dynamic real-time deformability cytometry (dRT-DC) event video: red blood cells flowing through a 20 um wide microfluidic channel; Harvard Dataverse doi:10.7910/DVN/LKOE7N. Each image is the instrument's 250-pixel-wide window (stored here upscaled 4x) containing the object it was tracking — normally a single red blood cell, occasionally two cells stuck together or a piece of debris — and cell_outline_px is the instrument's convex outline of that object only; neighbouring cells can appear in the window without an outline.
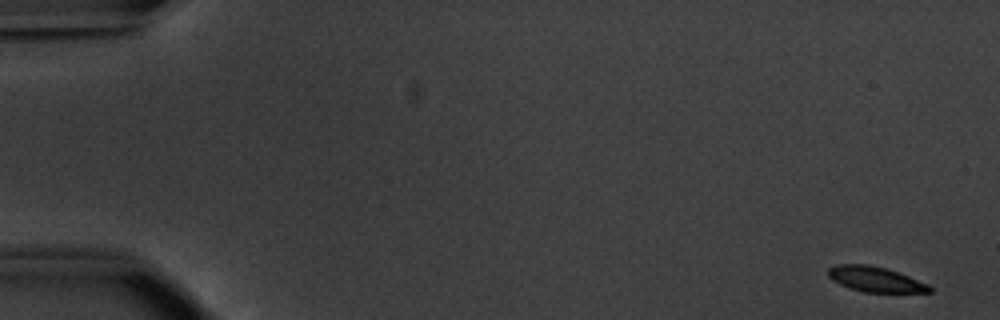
{"species": "common noctule bat (a hibernating species)", "species_latin": "Nyctalus noctula", "temperature_condition": "warm", "stored_images_in_passage": 53, "camera_frame_rate_fps": 3000, "um_per_image_px": 0.085, "animal": {"sex": "male", "body_mass_g": 20.1, "forearm_length_mm": 53.5}, "frame": {"image": 1, "passage_image": 1, "time_ms": 0.0, "image_size_px": [1000, 320], "cell_outline_px": [[932, 292], [864, 292], [848, 288], [832, 280], [828, 276], [828, 268], [836, 264], [868, 264], [884, 268], [908, 276], [928, 284], [932, 288]], "centroid_in_image_um": [74.36, 23.74], "position_along_channel_um": 10.6, "area_um2": 14.8}}
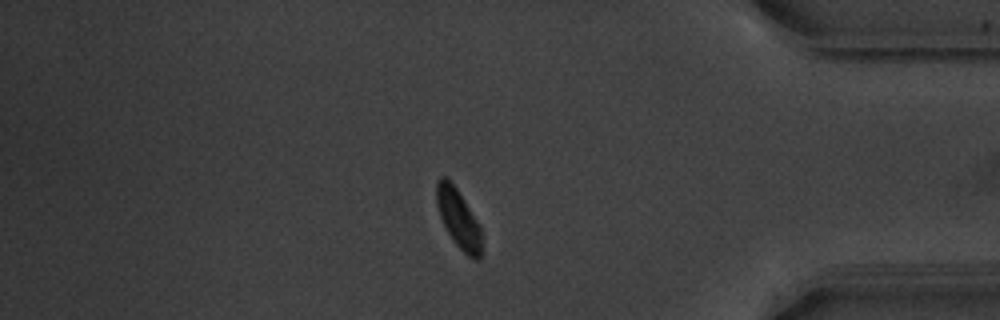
{"frame": {"image": 2, "passage_image": 45, "time_ms": 14.667, "image_size_px": [1000, 320], "cell_outline_px": [[480, 260], [476, 260], [468, 256], [452, 240], [440, 216], [436, 204], [436, 180], [440, 176], [444, 176], [456, 188], [476, 220], [480, 228]], "centroid_in_image_um": [38.92, 18.57], "position_along_channel_um": 396.3, "area_um2": 14.97}}
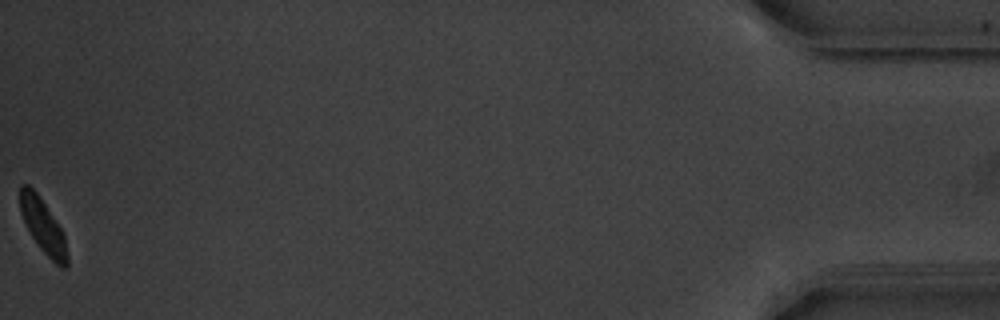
{"frame": {"image": 3, "passage_image": 53, "time_ms": 17.333, "image_size_px": [1000, 320], "cell_outline_px": [[68, 264], [64, 268], [60, 268], [40, 248], [24, 224], [20, 212], [20, 184], [28, 184], [36, 192], [60, 228], [64, 236], [68, 256]], "centroid_in_image_um": [3.64, 19.23], "position_along_channel_um": 431.6, "area_um2": 14.57}}